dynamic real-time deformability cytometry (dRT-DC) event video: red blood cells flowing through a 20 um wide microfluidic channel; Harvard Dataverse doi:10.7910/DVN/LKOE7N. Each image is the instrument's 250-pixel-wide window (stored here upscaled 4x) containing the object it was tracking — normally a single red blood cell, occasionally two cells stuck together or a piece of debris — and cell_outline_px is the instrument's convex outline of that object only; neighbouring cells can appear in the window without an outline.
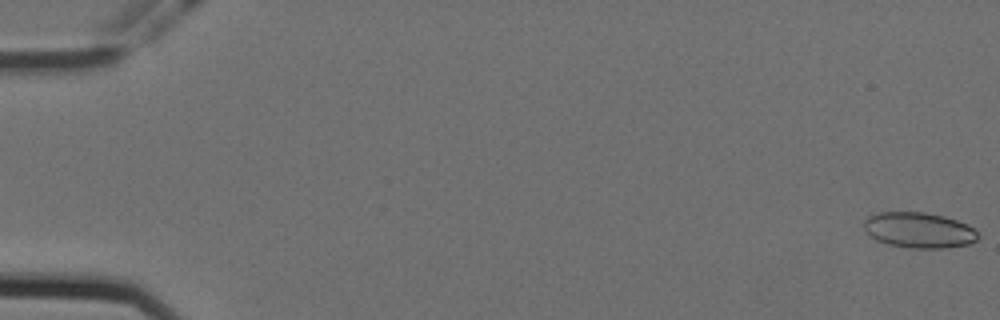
{"species": "Egyptian fruit bat (a non-hibernating species)", "species_latin": "Rousettus aegyptiacus", "temperature_condition": "cold", "stored_images_in_passage": 53, "camera_frame_rate_fps": 3000, "um_per_image_px": 0.085, "animal": {"sex": "female"}, "frame": {"image": 1, "passage_image": 1, "time_ms": 0.0, "image_size_px": [1000, 320], "cell_outline_px": [[980, 236], [976, 240], [968, 244], [944, 248], [912, 248], [888, 244], [876, 240], [864, 228], [864, 220], [868, 216], [880, 212], [924, 212], [944, 216], [968, 224]], "centroid_in_image_um": [78.11, 19.56], "position_along_channel_um": 6.9, "area_um2": 23.52}}
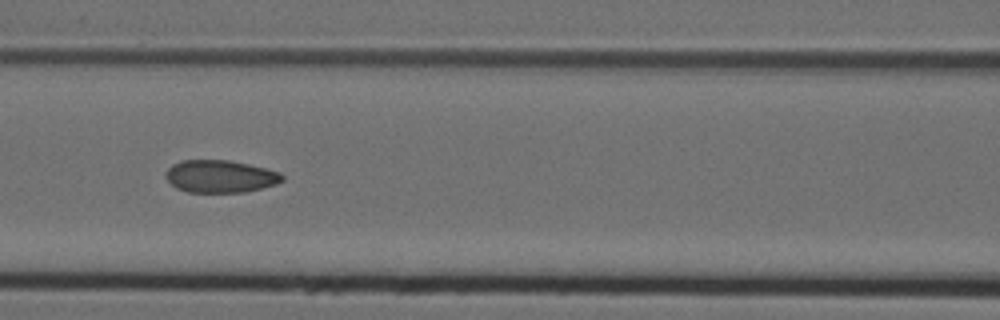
{"frame": {"image": 2, "passage_image": 26, "time_ms": 8.333, "image_size_px": [1000, 320], "cell_outline_px": [[284, 180], [276, 184], [244, 192], [188, 192], [176, 188], [164, 176], [164, 172], [172, 164], [184, 160], [228, 160], [268, 168], [280, 172], [284, 176]], "centroid_in_image_um": [18.72, 14.98], "position_along_channel_um": 147.9, "area_um2": 22.14}}
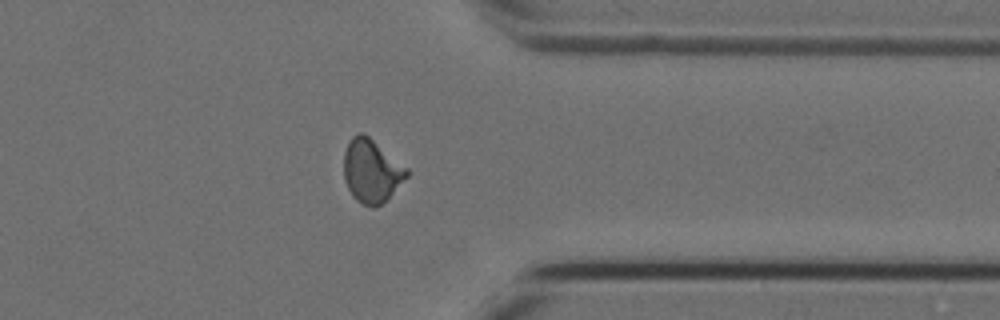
{"frame": {"image": 3, "passage_image": 46, "time_ms": 15.0, "image_size_px": [1000, 320], "cell_outline_px": [[408, 176], [380, 204], [372, 208], [360, 204], [352, 196], [344, 180], [344, 152], [352, 136], [356, 132], [364, 132], [408, 168]], "centroid_in_image_um": [31.55, 14.51], "position_along_channel_um": 379.9, "area_um2": 23.12}, "authors_computed_cell_mechanics": {"area_um2": 22.542, "velocity_mm_per_s": 3.5712, "shape_relaxation_time_tau1_ms": null, "shape_relaxation_time_tau2_ms": 1.3206, "deformation_change_tau1": null, "deformation_change_tau2": 0.0707}}